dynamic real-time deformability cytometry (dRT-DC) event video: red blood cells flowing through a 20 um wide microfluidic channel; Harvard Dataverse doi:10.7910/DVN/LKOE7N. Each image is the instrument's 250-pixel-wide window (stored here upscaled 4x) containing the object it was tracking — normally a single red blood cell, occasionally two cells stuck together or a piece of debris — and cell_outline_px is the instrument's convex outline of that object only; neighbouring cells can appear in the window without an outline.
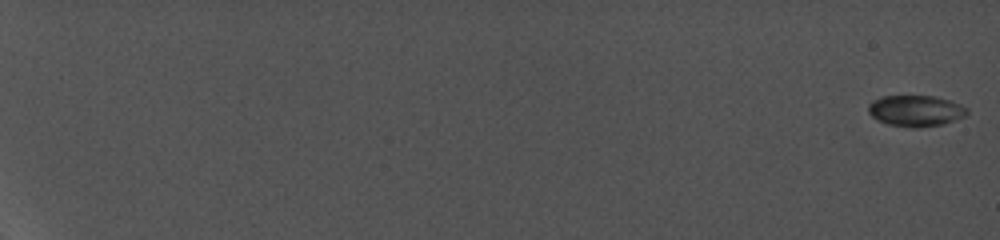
{"species": "common noctule bat (a hibernating species)", "species_latin": "Nyctalus noctula", "temperature_condition": "cold", "stored_images_in_passage": 79, "camera_frame_rate_fps": 5000, "um_per_image_px": 0.085, "animal": {"sex": "female", "body_mass_g": 19.0, "forearm_length_mm": 56.7}, "frame": {"image": 1, "passage_image": 1, "time_ms": 0.0, "image_size_px": [1000, 240], "cell_outline_px": [[968, 112], [964, 116], [940, 124], [916, 128], [912, 128], [888, 124], [872, 116], [868, 112], [868, 104], [872, 100], [884, 96], [936, 96], [960, 104], [968, 108]], "centroid_in_image_um": [77.81, 9.4], "position_along_channel_um": 7.2, "area_um2": 17.69}}
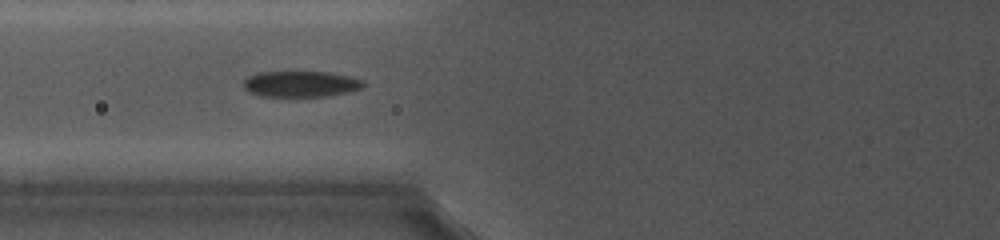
{"frame": {"image": 2, "passage_image": 46, "time_ms": 9.6, "image_size_px": [1000, 240], "cell_outline_px": [[368, 84], [360, 88], [348, 92], [328, 96], [260, 96], [248, 92], [244, 88], [244, 80], [248, 76], [256, 72], [328, 72], [348, 76], [364, 80]], "centroid_in_image_um": [25.56, 7.13], "position_along_channel_um": 100.2, "area_um2": 18.21}}
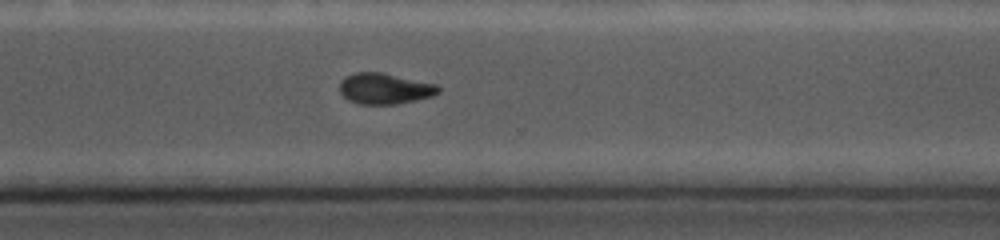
{"frame": {"image": 3, "passage_image": 77, "time_ms": 15.8, "image_size_px": [1000, 240], "cell_outline_px": [[440, 92], [432, 96], [416, 100], [392, 104], [360, 104], [348, 100], [340, 92], [340, 80], [344, 76], [356, 72], [384, 72], [436, 84], [440, 88]], "centroid_in_image_um": [32.69, 7.51], "position_along_channel_um": 337.9, "area_um2": 17.86}}